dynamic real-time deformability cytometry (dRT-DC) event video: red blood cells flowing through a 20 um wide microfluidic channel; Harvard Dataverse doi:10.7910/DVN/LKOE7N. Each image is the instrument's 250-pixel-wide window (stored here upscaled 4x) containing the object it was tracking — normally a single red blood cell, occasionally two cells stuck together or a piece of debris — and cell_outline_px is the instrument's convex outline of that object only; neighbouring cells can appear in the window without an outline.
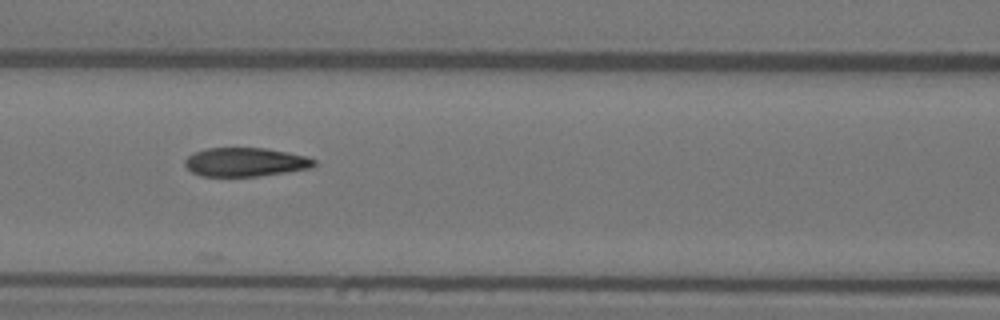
{"species": "Egyptian fruit bat (a non-hibernating species)", "species_latin": "Rousettus aegyptiacus", "temperature_condition": "warm", "stored_images_in_passage": 34, "camera_frame_rate_fps": 3000, "um_per_image_px": 0.085, "animal": {"sex": "female"}, "frame": {"image": 1, "passage_image": 8, "time_ms": 2.333, "image_size_px": [1000, 320], "cell_outline_px": [[316, 164], [312, 168], [288, 172], [256, 176], [200, 176], [192, 172], [184, 164], [184, 160], [188, 156], [196, 152], [208, 148], [268, 148], [288, 152], [304, 156], [316, 160]], "centroid_in_image_um": [20.87, 13.78], "position_along_channel_um": 145.7, "area_um2": 21.68}}
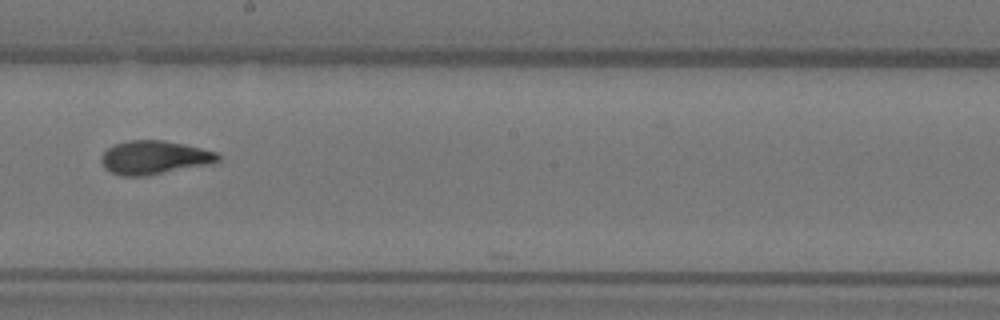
{"frame": {"image": 2, "passage_image": 15, "time_ms": 4.667, "image_size_px": [1000, 320], "cell_outline_px": [[220, 160], [212, 164], [148, 176], [120, 176], [104, 168], [100, 160], [100, 156], [112, 144], [128, 140], [164, 140], [184, 144], [216, 152], [220, 156]], "centroid_in_image_um": [13.1, 13.39], "position_along_channel_um": 235.1, "area_um2": 23.18}}
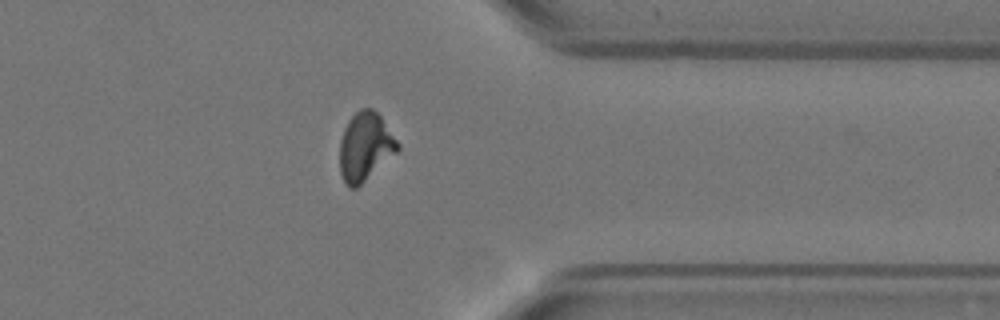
{"frame": {"image": 3, "passage_image": 27, "time_ms": 8.667, "image_size_px": [1000, 320], "cell_outline_px": [[400, 148], [396, 152], [356, 188], [348, 188], [344, 184], [340, 172], [340, 140], [344, 128], [348, 120], [360, 108], [372, 108], [380, 116], [400, 144]], "centroid_in_image_um": [31.01, 12.46], "position_along_channel_um": 380.4, "area_um2": 22.89}}